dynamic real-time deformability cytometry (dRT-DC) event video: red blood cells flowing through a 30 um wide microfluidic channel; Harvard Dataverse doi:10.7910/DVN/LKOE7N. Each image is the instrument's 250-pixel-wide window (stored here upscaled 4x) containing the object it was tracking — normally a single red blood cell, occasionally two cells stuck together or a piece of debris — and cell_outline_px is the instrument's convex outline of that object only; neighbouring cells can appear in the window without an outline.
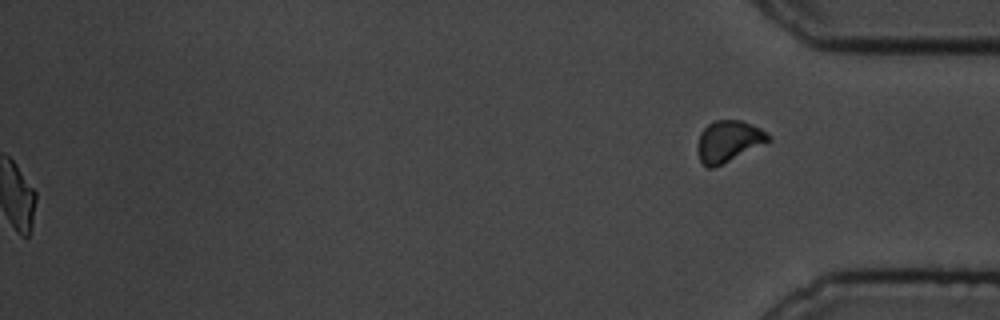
{"species": "common noctule bat (a hibernating species)", "species_latin": "Nyctalus noctula", "temperature_condition": "cold", "stored_images_in_passage": 49, "segment_of_instrument_passage": [2, 2], "camera_frame_rate_fps": 3000, "um_per_image_px": 0.085, "animal": {"sex": "male", "body_mass_g": 19.5, "forearm_length_mm": 54.6}, "frame": {"image": 1, "passage_image": 49, "time_ms": 16.0, "image_size_px": [1000, 320], "cell_outline_px": [[772, 140], [712, 168], [708, 168], [700, 160], [696, 148], [700, 132], [712, 120], [740, 120], [752, 124], [760, 128], [772, 136]], "centroid_in_image_um": [61.92, 11.98], "position_along_channel_um": 373.3, "area_um2": 16.99}}